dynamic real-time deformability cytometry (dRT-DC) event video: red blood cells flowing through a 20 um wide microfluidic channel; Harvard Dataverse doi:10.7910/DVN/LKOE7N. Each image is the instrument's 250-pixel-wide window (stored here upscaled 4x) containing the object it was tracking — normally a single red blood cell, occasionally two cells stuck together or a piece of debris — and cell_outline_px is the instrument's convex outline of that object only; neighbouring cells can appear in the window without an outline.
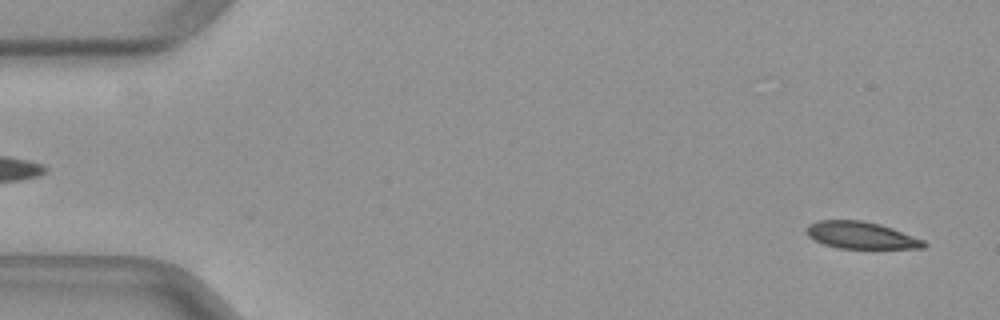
{"species": "common noctule bat (a hibernating species)", "species_latin": "Nyctalus noctula", "temperature_condition": "warm", "stored_images_in_passage": 19, "camera_frame_rate_fps": 3000, "um_per_image_px": 0.085, "animal": {"sex": "female", "body_mass_g": 29.2, "forearm_length_mm": 56.3}, "frame": {"image": 1, "passage_image": 2, "time_ms": 0.333, "image_size_px": [1000, 320], "cell_outline_px": [[928, 244], [924, 248], [840, 248], [824, 244], [808, 236], [804, 232], [804, 228], [808, 224], [820, 220], [864, 220], [880, 224], [892, 228], [924, 240]], "centroid_in_image_um": [73.16, 19.98], "position_along_channel_um": 11.8, "area_um2": 18.5}}
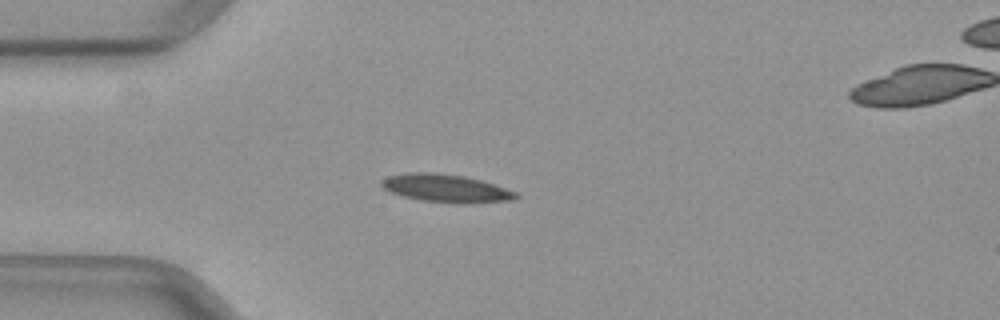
{"frame": {"image": 2, "passage_image": 13, "time_ms": 4.0, "image_size_px": [1000, 320], "cell_outline_px": [[520, 196], [512, 200], [460, 204], [456, 204], [420, 200], [404, 196], [392, 192], [384, 188], [380, 184], [388, 176], [408, 172], [428, 172], [464, 176], [480, 180], [516, 192]], "centroid_in_image_um": [37.91, 16.01], "position_along_channel_um": 47.1, "area_um2": 21.62}}